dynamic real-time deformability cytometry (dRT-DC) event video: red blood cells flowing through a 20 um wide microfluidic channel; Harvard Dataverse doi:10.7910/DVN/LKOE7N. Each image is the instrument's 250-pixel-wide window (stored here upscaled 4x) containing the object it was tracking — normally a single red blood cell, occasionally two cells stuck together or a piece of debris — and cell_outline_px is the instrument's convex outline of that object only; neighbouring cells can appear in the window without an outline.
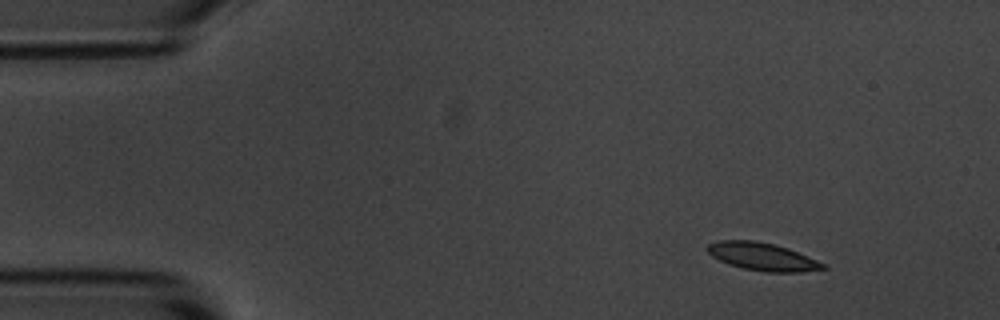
{"species": "common noctule bat (a hibernating species)", "species_latin": "Nyctalus noctula", "temperature_condition": "room temperature", "stored_images_in_passage": 8, "camera_frame_rate_fps": 3000, "um_per_image_px": 0.085, "animal": {"sex": "male", "body_mass_g": 20.1, "forearm_length_mm": 53.5}, "frame": {"image": 1, "passage_image": 1, "time_ms": 0.0, "image_size_px": [1000, 320], "cell_outline_px": [[828, 268], [800, 272], [764, 272], [744, 268], [728, 264], [712, 256], [704, 248], [708, 244], [720, 240], [756, 240], [788, 248], [816, 260], [824, 264]], "centroid_in_image_um": [64.77, 21.81], "position_along_channel_um": 20.2, "area_um2": 18.61}}
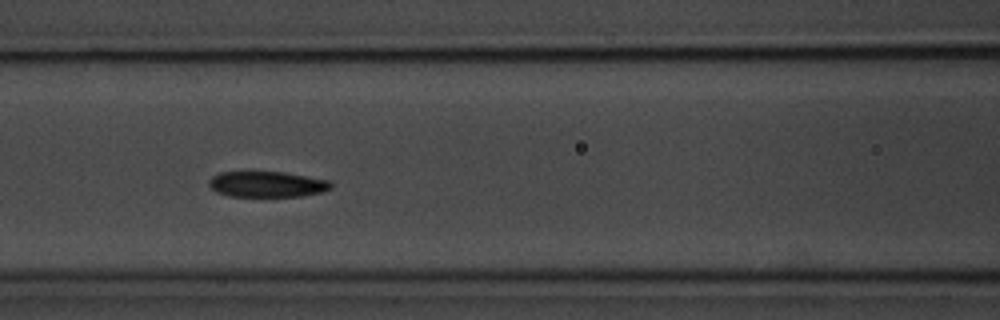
{"frame": {"image": 2, "passage_image": 6, "time_ms": 5.667, "image_size_px": [1000, 320], "cell_outline_px": [[332, 188], [324, 192], [300, 196], [228, 196], [216, 192], [208, 184], [208, 180], [212, 176], [220, 172], [284, 172], [328, 180], [332, 184]], "centroid_in_image_um": [22.69, 15.66], "position_along_channel_um": 143.9, "area_um2": 18.32}}
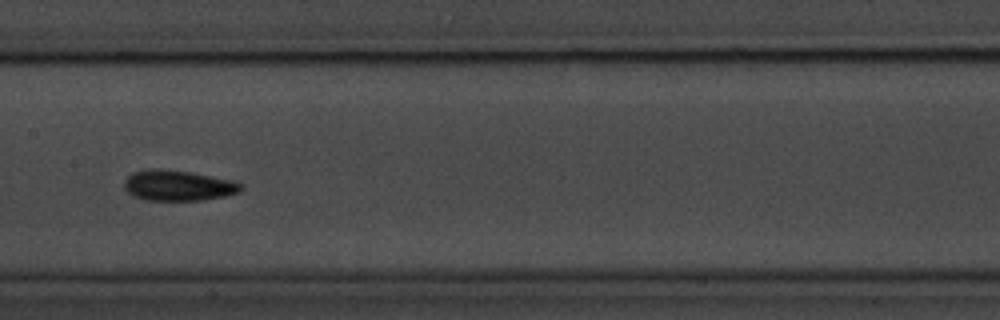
{"frame": {"image": 3, "passage_image": 7, "time_ms": 7.0, "image_size_px": [1000, 320], "cell_outline_px": [[244, 188], [240, 192], [224, 196], [200, 200], [144, 200], [132, 196], [124, 188], [124, 180], [132, 172], [148, 168], [160, 168], [188, 172], [236, 180], [244, 184]], "centroid_in_image_um": [15.15, 15.76], "position_along_channel_um": 192.3, "area_um2": 21.1}}